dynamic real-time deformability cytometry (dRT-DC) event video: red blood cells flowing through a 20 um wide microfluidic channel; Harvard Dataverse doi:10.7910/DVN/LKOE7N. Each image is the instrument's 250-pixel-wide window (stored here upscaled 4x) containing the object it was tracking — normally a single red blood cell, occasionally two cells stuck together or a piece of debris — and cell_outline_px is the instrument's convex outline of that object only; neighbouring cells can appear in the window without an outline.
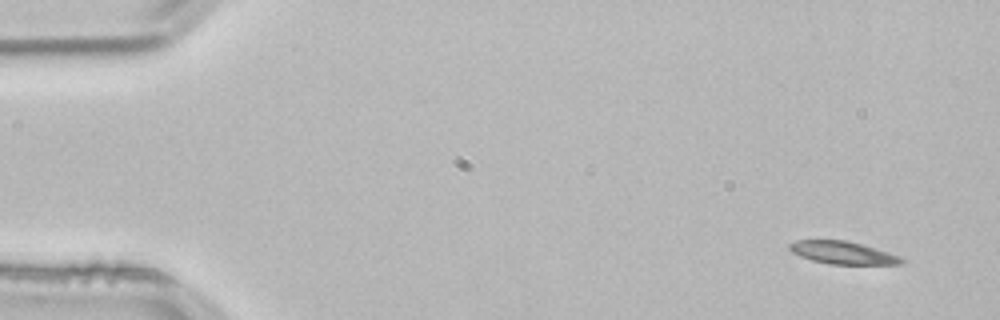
{"species": "common noctule bat (a hibernating species)", "species_latin": "Nyctalus noctula", "temperature_condition": "room temperature", "stored_images_in_passage": 7, "camera_frame_rate_fps": 3000, "um_per_image_px": 0.085, "animal": {"sex": "male", "body_mass_g": 21.5, "forearm_length_mm": 52.0}, "frame": {"image": 1, "passage_image": 3, "time_ms": 0.667, "image_size_px": [1000, 320], "cell_outline_px": [[904, 264], [828, 264], [812, 260], [800, 256], [792, 252], [788, 248], [788, 244], [796, 240], [848, 240], [888, 252], [900, 256], [904, 260]], "centroid_in_image_um": [71.61, 21.47], "position_along_channel_um": 13.4, "area_um2": 14.8}}